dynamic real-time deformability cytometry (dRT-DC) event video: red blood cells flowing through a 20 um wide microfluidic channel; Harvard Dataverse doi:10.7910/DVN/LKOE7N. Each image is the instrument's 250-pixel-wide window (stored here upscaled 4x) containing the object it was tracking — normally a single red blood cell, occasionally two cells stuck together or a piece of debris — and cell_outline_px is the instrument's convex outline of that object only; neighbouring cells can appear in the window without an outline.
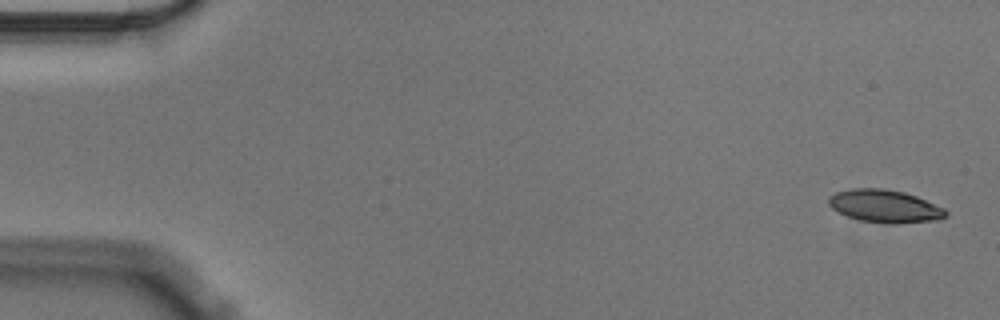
{"species": "Egyptian fruit bat (a non-hibernating species)", "species_latin": "Rousettus aegyptiacus", "temperature_condition": "cold", "stored_images_in_passage": 56, "camera_frame_rate_fps": 3000, "um_per_image_px": 0.085, "animal": {"sex": "male"}, "frame": {"image": 1, "passage_image": 2, "time_ms": 0.333, "image_size_px": [1000, 320], "cell_outline_px": [[948, 212], [940, 220], [896, 224], [892, 224], [860, 220], [848, 216], [832, 208], [828, 204], [828, 200], [836, 192], [852, 188], [884, 188], [904, 192], [916, 196], [944, 208]], "centroid_in_image_um": [75.23, 17.52], "position_along_channel_um": 9.8, "area_um2": 22.25}}
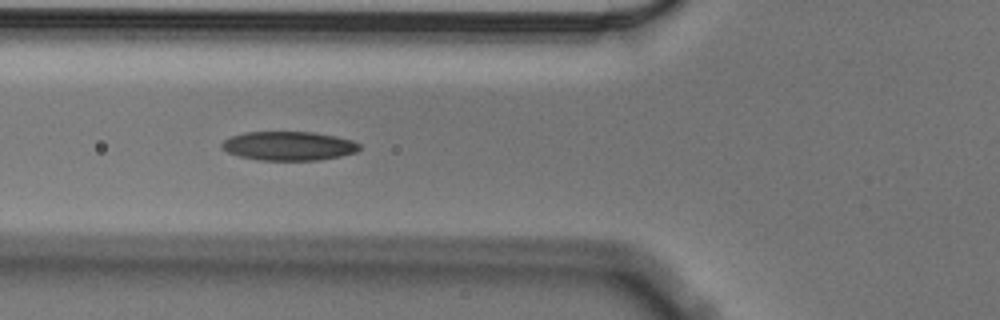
{"frame": {"image": 2, "passage_image": 21, "time_ms": 6.667, "image_size_px": [1000, 320], "cell_outline_px": [[360, 148], [356, 152], [340, 156], [320, 160], [260, 160], [240, 156], [228, 152], [220, 148], [220, 144], [228, 136], [244, 132], [312, 132], [336, 136], [352, 140], [360, 144]], "centroid_in_image_um": [24.51, 12.4], "position_along_channel_um": 101.3, "area_um2": 23.35}}
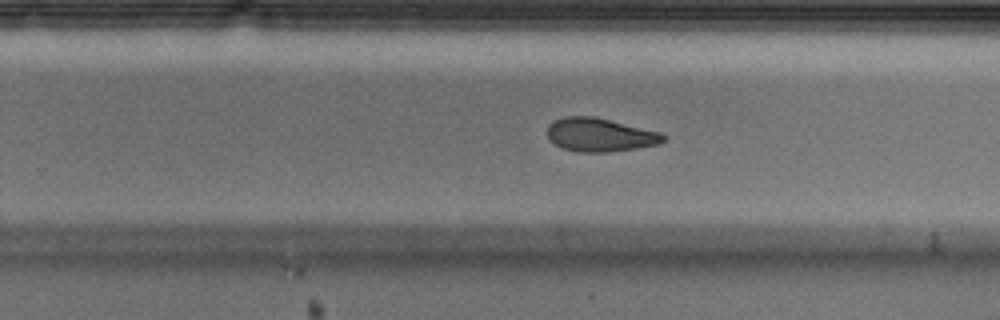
{"frame": {"image": 3, "passage_image": 36, "time_ms": 11.667, "image_size_px": [1000, 320], "cell_outline_px": [[668, 136], [660, 144], [636, 148], [608, 152], [580, 152], [564, 148], [548, 140], [548, 124], [564, 116], [592, 116], [660, 132]], "centroid_in_image_um": [51.0, 11.46], "position_along_channel_um": 278.8, "area_um2": 22.48}, "authors_computed_cell_mechanics": {"area_um2": 22.9755, "velocity_mm_per_s": 3.5416, "shape_relaxation_time_tau1_ms": 7.5661, "shape_relaxation_time_tau2_ms": 6.8177, "deformation_change_tau1": 0.1547, "deformation_change_tau2": 0.1355}}